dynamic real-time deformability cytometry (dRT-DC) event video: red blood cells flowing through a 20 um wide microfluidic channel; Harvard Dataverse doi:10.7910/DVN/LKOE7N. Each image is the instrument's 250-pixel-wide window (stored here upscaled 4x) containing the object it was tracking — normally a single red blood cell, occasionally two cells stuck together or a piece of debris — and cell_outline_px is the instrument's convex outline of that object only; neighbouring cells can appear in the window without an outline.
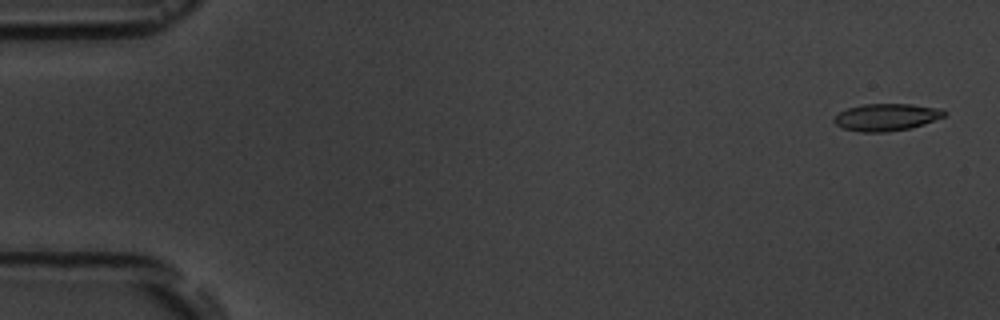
{"species": "common noctule bat (a hibernating species)", "species_latin": "Nyctalus noctula", "temperature_condition": "room temperature", "stored_images_in_passage": 4, "camera_frame_rate_fps": 3000, "um_per_image_px": 0.085, "animal": {"sex": "male", "body_mass_g": 19.5, "forearm_length_mm": 54.6}, "frame": {"image": 1, "passage_image": 1, "time_ms": 0.0, "image_size_px": [1000, 320], "cell_outline_px": [[948, 112], [944, 116], [924, 124], [912, 128], [888, 132], [860, 132], [844, 128], [836, 124], [832, 120], [840, 112], [848, 108], [864, 104], [912, 104], [940, 108]], "centroid_in_image_um": [75.37, 9.96], "position_along_channel_um": 9.6, "area_um2": 17.46}}